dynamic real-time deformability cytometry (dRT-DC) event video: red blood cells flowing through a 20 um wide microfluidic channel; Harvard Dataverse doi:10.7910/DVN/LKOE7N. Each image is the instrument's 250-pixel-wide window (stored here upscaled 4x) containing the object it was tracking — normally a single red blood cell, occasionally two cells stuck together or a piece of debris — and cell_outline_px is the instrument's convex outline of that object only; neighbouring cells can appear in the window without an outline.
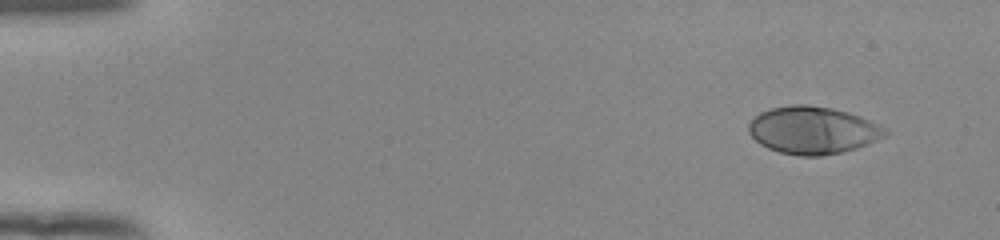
{"species": "human", "species_latin": "Homo sapiens", "temperature_condition": "room temperature", "stored_images_in_passage": 50, "camera_frame_rate_fps": 3000, "um_per_image_px": 0.085, "donor": {"sex": "female"}, "frame": {"image": 1, "passage_image": 1, "time_ms": 0.0, "image_size_px": [1000, 240], "cell_outline_px": [[888, 132], [884, 136], [868, 144], [844, 152], [820, 156], [800, 156], [780, 152], [768, 148], [760, 144], [748, 132], [748, 124], [760, 112], [772, 108], [792, 104], [808, 104], [832, 108], [848, 112], [860, 116], [888, 128]], "centroid_in_image_um": [69.1, 11.06], "position_along_channel_um": 15.9, "area_um2": 37.86}}
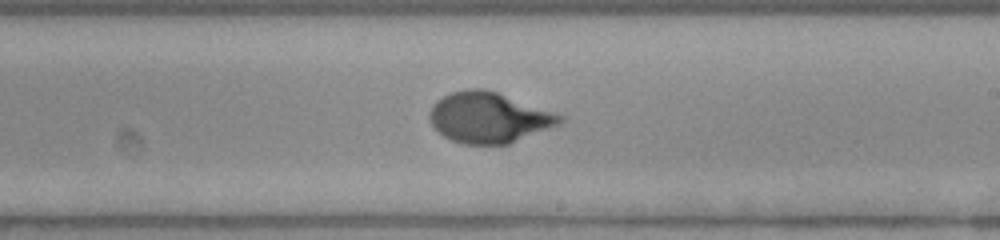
{"frame": {"image": 2, "passage_image": 29, "time_ms": 9.333, "image_size_px": [1000, 240], "cell_outline_px": [[564, 120], [560, 124], [508, 144], [464, 144], [452, 140], [444, 136], [432, 124], [428, 116], [432, 104], [436, 100], [452, 92], [468, 88], [484, 88], [496, 92], [564, 116]], "centroid_in_image_um": [41.52, 9.99], "position_along_channel_um": 247.5, "area_um2": 37.97}}
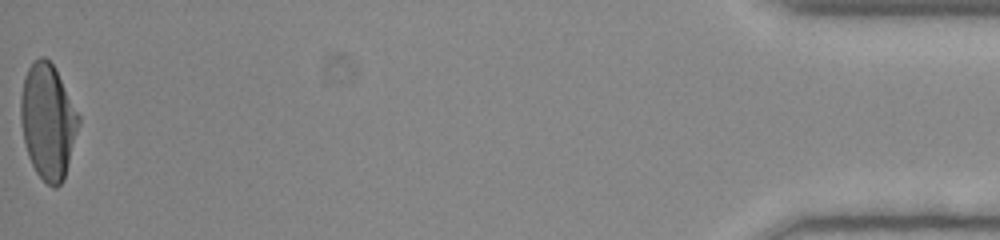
{"frame": {"image": 3, "passage_image": 50, "time_ms": 16.333, "image_size_px": [1000, 240], "cell_outline_px": [[80, 124], [64, 180], [56, 188], [52, 188], [36, 172], [28, 156], [24, 140], [20, 120], [20, 96], [24, 76], [28, 68], [40, 56], [44, 56], [52, 64], [80, 116]], "centroid_in_image_um": [4.07, 10.34], "position_along_channel_um": 431.1, "area_um2": 38.73}, "authors_computed_cell_mechanics": {"area_um2": 37.3388, "velocity_mm_per_s": 3.9007, "shape_relaxation_time_tau1_ms": 4.13, "shape_relaxation_time_tau2_ms": null, "deformation_change_tau1": 0.2364, "deformation_change_tau2": null}}